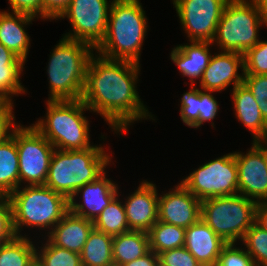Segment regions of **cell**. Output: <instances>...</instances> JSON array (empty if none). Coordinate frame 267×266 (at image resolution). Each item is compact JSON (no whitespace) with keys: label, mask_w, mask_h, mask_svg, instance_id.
Returning a JSON list of instances; mask_svg holds the SVG:
<instances>
[{"label":"cell","mask_w":267,"mask_h":266,"mask_svg":"<svg viewBox=\"0 0 267 266\" xmlns=\"http://www.w3.org/2000/svg\"><path fill=\"white\" fill-rule=\"evenodd\" d=\"M95 56L90 58L81 96L90 111L101 115L114 132L121 134L135 121L148 116L153 119L136 91L140 64Z\"/></svg>","instance_id":"1"},{"label":"cell","mask_w":267,"mask_h":266,"mask_svg":"<svg viewBox=\"0 0 267 266\" xmlns=\"http://www.w3.org/2000/svg\"><path fill=\"white\" fill-rule=\"evenodd\" d=\"M140 0H113L104 39L95 48L103 57L140 63L147 20Z\"/></svg>","instance_id":"2"},{"label":"cell","mask_w":267,"mask_h":266,"mask_svg":"<svg viewBox=\"0 0 267 266\" xmlns=\"http://www.w3.org/2000/svg\"><path fill=\"white\" fill-rule=\"evenodd\" d=\"M110 162L101 145L84 150L55 149L45 186L70 200L80 187L101 176Z\"/></svg>","instance_id":"3"},{"label":"cell","mask_w":267,"mask_h":266,"mask_svg":"<svg viewBox=\"0 0 267 266\" xmlns=\"http://www.w3.org/2000/svg\"><path fill=\"white\" fill-rule=\"evenodd\" d=\"M93 49L88 43L61 38L49 57L48 100L81 99Z\"/></svg>","instance_id":"4"},{"label":"cell","mask_w":267,"mask_h":266,"mask_svg":"<svg viewBox=\"0 0 267 266\" xmlns=\"http://www.w3.org/2000/svg\"><path fill=\"white\" fill-rule=\"evenodd\" d=\"M46 118L32 124L59 150H84L90 144L89 120L83 116L90 110L79 100H47Z\"/></svg>","instance_id":"5"},{"label":"cell","mask_w":267,"mask_h":266,"mask_svg":"<svg viewBox=\"0 0 267 266\" xmlns=\"http://www.w3.org/2000/svg\"><path fill=\"white\" fill-rule=\"evenodd\" d=\"M22 188L19 187L9 196L16 236H22L23 226L48 228L51 232L69 211V200L45 185H26Z\"/></svg>","instance_id":"6"},{"label":"cell","mask_w":267,"mask_h":266,"mask_svg":"<svg viewBox=\"0 0 267 266\" xmlns=\"http://www.w3.org/2000/svg\"><path fill=\"white\" fill-rule=\"evenodd\" d=\"M257 202L241 194L201 201V220L226 243L242 241L255 223Z\"/></svg>","instance_id":"7"},{"label":"cell","mask_w":267,"mask_h":266,"mask_svg":"<svg viewBox=\"0 0 267 266\" xmlns=\"http://www.w3.org/2000/svg\"><path fill=\"white\" fill-rule=\"evenodd\" d=\"M260 12L254 0H228L216 28L214 42L219 50L244 54L260 40Z\"/></svg>","instance_id":"8"},{"label":"cell","mask_w":267,"mask_h":266,"mask_svg":"<svg viewBox=\"0 0 267 266\" xmlns=\"http://www.w3.org/2000/svg\"><path fill=\"white\" fill-rule=\"evenodd\" d=\"M181 183L200 201L238 194V167L234 152L199 166Z\"/></svg>","instance_id":"9"},{"label":"cell","mask_w":267,"mask_h":266,"mask_svg":"<svg viewBox=\"0 0 267 266\" xmlns=\"http://www.w3.org/2000/svg\"><path fill=\"white\" fill-rule=\"evenodd\" d=\"M19 157V187L45 185L50 161L55 147L32 125H17L12 128Z\"/></svg>","instance_id":"10"},{"label":"cell","mask_w":267,"mask_h":266,"mask_svg":"<svg viewBox=\"0 0 267 266\" xmlns=\"http://www.w3.org/2000/svg\"><path fill=\"white\" fill-rule=\"evenodd\" d=\"M110 2V3H109ZM108 0H71L56 19L67 17L72 31L65 38L82 41L96 48L104 39L112 2Z\"/></svg>","instance_id":"11"},{"label":"cell","mask_w":267,"mask_h":266,"mask_svg":"<svg viewBox=\"0 0 267 266\" xmlns=\"http://www.w3.org/2000/svg\"><path fill=\"white\" fill-rule=\"evenodd\" d=\"M189 41L211 42L228 0H172Z\"/></svg>","instance_id":"12"},{"label":"cell","mask_w":267,"mask_h":266,"mask_svg":"<svg viewBox=\"0 0 267 266\" xmlns=\"http://www.w3.org/2000/svg\"><path fill=\"white\" fill-rule=\"evenodd\" d=\"M238 167V194L256 202L267 201V160L263 151L253 142L243 155L234 152Z\"/></svg>","instance_id":"13"},{"label":"cell","mask_w":267,"mask_h":266,"mask_svg":"<svg viewBox=\"0 0 267 266\" xmlns=\"http://www.w3.org/2000/svg\"><path fill=\"white\" fill-rule=\"evenodd\" d=\"M174 188L159 196L158 220L186 229L201 219V201L181 182Z\"/></svg>","instance_id":"14"},{"label":"cell","mask_w":267,"mask_h":266,"mask_svg":"<svg viewBox=\"0 0 267 266\" xmlns=\"http://www.w3.org/2000/svg\"><path fill=\"white\" fill-rule=\"evenodd\" d=\"M239 67L242 75L238 73ZM244 55L238 52L221 51L212 55L208 66L199 80L202 90L220 92L233 84V88L243 83Z\"/></svg>","instance_id":"15"},{"label":"cell","mask_w":267,"mask_h":266,"mask_svg":"<svg viewBox=\"0 0 267 266\" xmlns=\"http://www.w3.org/2000/svg\"><path fill=\"white\" fill-rule=\"evenodd\" d=\"M126 200L123 205L129 230L148 232L158 221L159 195L156 185L143 180Z\"/></svg>","instance_id":"16"},{"label":"cell","mask_w":267,"mask_h":266,"mask_svg":"<svg viewBox=\"0 0 267 266\" xmlns=\"http://www.w3.org/2000/svg\"><path fill=\"white\" fill-rule=\"evenodd\" d=\"M118 186L106 178V171L95 181L80 187L69 200V210L75 215L94 221L111 201L118 195ZM82 195L83 203H76L75 198Z\"/></svg>","instance_id":"17"},{"label":"cell","mask_w":267,"mask_h":266,"mask_svg":"<svg viewBox=\"0 0 267 266\" xmlns=\"http://www.w3.org/2000/svg\"><path fill=\"white\" fill-rule=\"evenodd\" d=\"M227 243L201 219L185 230L184 247L201 266H215Z\"/></svg>","instance_id":"18"},{"label":"cell","mask_w":267,"mask_h":266,"mask_svg":"<svg viewBox=\"0 0 267 266\" xmlns=\"http://www.w3.org/2000/svg\"><path fill=\"white\" fill-rule=\"evenodd\" d=\"M93 228V221L69 210L47 236L54 245L81 254Z\"/></svg>","instance_id":"19"},{"label":"cell","mask_w":267,"mask_h":266,"mask_svg":"<svg viewBox=\"0 0 267 266\" xmlns=\"http://www.w3.org/2000/svg\"><path fill=\"white\" fill-rule=\"evenodd\" d=\"M34 18L24 13L0 11V43L24 62L30 45V37L25 28Z\"/></svg>","instance_id":"20"},{"label":"cell","mask_w":267,"mask_h":266,"mask_svg":"<svg viewBox=\"0 0 267 266\" xmlns=\"http://www.w3.org/2000/svg\"><path fill=\"white\" fill-rule=\"evenodd\" d=\"M189 45H177L171 51V60L175 63L183 76L189 77L192 84L202 77L208 66L212 54L209 52L211 42L191 41Z\"/></svg>","instance_id":"21"},{"label":"cell","mask_w":267,"mask_h":266,"mask_svg":"<svg viewBox=\"0 0 267 266\" xmlns=\"http://www.w3.org/2000/svg\"><path fill=\"white\" fill-rule=\"evenodd\" d=\"M232 100L236 118L253 134V142L267 135V122L252 92L242 83L232 88Z\"/></svg>","instance_id":"22"},{"label":"cell","mask_w":267,"mask_h":266,"mask_svg":"<svg viewBox=\"0 0 267 266\" xmlns=\"http://www.w3.org/2000/svg\"><path fill=\"white\" fill-rule=\"evenodd\" d=\"M113 263L124 265L144 256L150 251L148 232L134 231L113 237Z\"/></svg>","instance_id":"23"},{"label":"cell","mask_w":267,"mask_h":266,"mask_svg":"<svg viewBox=\"0 0 267 266\" xmlns=\"http://www.w3.org/2000/svg\"><path fill=\"white\" fill-rule=\"evenodd\" d=\"M19 188V157L15 138L0 144V196H10Z\"/></svg>","instance_id":"24"},{"label":"cell","mask_w":267,"mask_h":266,"mask_svg":"<svg viewBox=\"0 0 267 266\" xmlns=\"http://www.w3.org/2000/svg\"><path fill=\"white\" fill-rule=\"evenodd\" d=\"M113 237L92 229L81 252L82 266H110L113 263Z\"/></svg>","instance_id":"25"},{"label":"cell","mask_w":267,"mask_h":266,"mask_svg":"<svg viewBox=\"0 0 267 266\" xmlns=\"http://www.w3.org/2000/svg\"><path fill=\"white\" fill-rule=\"evenodd\" d=\"M35 247L26 235L15 236L0 244V266H33L36 263Z\"/></svg>","instance_id":"26"},{"label":"cell","mask_w":267,"mask_h":266,"mask_svg":"<svg viewBox=\"0 0 267 266\" xmlns=\"http://www.w3.org/2000/svg\"><path fill=\"white\" fill-rule=\"evenodd\" d=\"M185 228L157 221L148 231L150 250L157 255L183 247L185 244Z\"/></svg>","instance_id":"27"},{"label":"cell","mask_w":267,"mask_h":266,"mask_svg":"<svg viewBox=\"0 0 267 266\" xmlns=\"http://www.w3.org/2000/svg\"><path fill=\"white\" fill-rule=\"evenodd\" d=\"M117 197L93 221L94 229L112 237L130 231L124 205Z\"/></svg>","instance_id":"28"},{"label":"cell","mask_w":267,"mask_h":266,"mask_svg":"<svg viewBox=\"0 0 267 266\" xmlns=\"http://www.w3.org/2000/svg\"><path fill=\"white\" fill-rule=\"evenodd\" d=\"M45 246L36 250V262L39 266H82L81 255L54 245L49 239ZM39 251V252H38Z\"/></svg>","instance_id":"29"},{"label":"cell","mask_w":267,"mask_h":266,"mask_svg":"<svg viewBox=\"0 0 267 266\" xmlns=\"http://www.w3.org/2000/svg\"><path fill=\"white\" fill-rule=\"evenodd\" d=\"M242 242L256 266H267V230L255 222L246 231Z\"/></svg>","instance_id":"30"},{"label":"cell","mask_w":267,"mask_h":266,"mask_svg":"<svg viewBox=\"0 0 267 266\" xmlns=\"http://www.w3.org/2000/svg\"><path fill=\"white\" fill-rule=\"evenodd\" d=\"M25 64H10L7 67H0V98L8 105H13L12 97L24 94L26 89L20 83Z\"/></svg>","instance_id":"31"},{"label":"cell","mask_w":267,"mask_h":266,"mask_svg":"<svg viewBox=\"0 0 267 266\" xmlns=\"http://www.w3.org/2000/svg\"><path fill=\"white\" fill-rule=\"evenodd\" d=\"M244 74H267V41L260 40L244 54Z\"/></svg>","instance_id":"32"},{"label":"cell","mask_w":267,"mask_h":266,"mask_svg":"<svg viewBox=\"0 0 267 266\" xmlns=\"http://www.w3.org/2000/svg\"><path fill=\"white\" fill-rule=\"evenodd\" d=\"M236 243H227L221 250L215 266H256L246 248L235 246Z\"/></svg>","instance_id":"33"},{"label":"cell","mask_w":267,"mask_h":266,"mask_svg":"<svg viewBox=\"0 0 267 266\" xmlns=\"http://www.w3.org/2000/svg\"><path fill=\"white\" fill-rule=\"evenodd\" d=\"M243 83L252 92L260 109L261 115L267 122V74H244Z\"/></svg>","instance_id":"34"},{"label":"cell","mask_w":267,"mask_h":266,"mask_svg":"<svg viewBox=\"0 0 267 266\" xmlns=\"http://www.w3.org/2000/svg\"><path fill=\"white\" fill-rule=\"evenodd\" d=\"M191 90L184 93L181 98L180 116L185 125L192 127L199 119L198 102L199 89L191 84Z\"/></svg>","instance_id":"35"},{"label":"cell","mask_w":267,"mask_h":266,"mask_svg":"<svg viewBox=\"0 0 267 266\" xmlns=\"http://www.w3.org/2000/svg\"><path fill=\"white\" fill-rule=\"evenodd\" d=\"M158 256L159 262L164 266H201L184 246L164 251Z\"/></svg>","instance_id":"36"},{"label":"cell","mask_w":267,"mask_h":266,"mask_svg":"<svg viewBox=\"0 0 267 266\" xmlns=\"http://www.w3.org/2000/svg\"><path fill=\"white\" fill-rule=\"evenodd\" d=\"M211 93L212 91L199 90V119L191 128H199L204 122L215 119L219 106Z\"/></svg>","instance_id":"37"},{"label":"cell","mask_w":267,"mask_h":266,"mask_svg":"<svg viewBox=\"0 0 267 266\" xmlns=\"http://www.w3.org/2000/svg\"><path fill=\"white\" fill-rule=\"evenodd\" d=\"M15 236L9 196H0V244L12 240Z\"/></svg>","instance_id":"38"},{"label":"cell","mask_w":267,"mask_h":266,"mask_svg":"<svg viewBox=\"0 0 267 266\" xmlns=\"http://www.w3.org/2000/svg\"><path fill=\"white\" fill-rule=\"evenodd\" d=\"M12 12L42 18V0H8Z\"/></svg>","instance_id":"39"},{"label":"cell","mask_w":267,"mask_h":266,"mask_svg":"<svg viewBox=\"0 0 267 266\" xmlns=\"http://www.w3.org/2000/svg\"><path fill=\"white\" fill-rule=\"evenodd\" d=\"M71 0H42V19H57Z\"/></svg>","instance_id":"40"},{"label":"cell","mask_w":267,"mask_h":266,"mask_svg":"<svg viewBox=\"0 0 267 266\" xmlns=\"http://www.w3.org/2000/svg\"><path fill=\"white\" fill-rule=\"evenodd\" d=\"M13 106L14 105H7L0 112V144L11 135V127L14 128L18 125L15 124L17 122H14Z\"/></svg>","instance_id":"41"},{"label":"cell","mask_w":267,"mask_h":266,"mask_svg":"<svg viewBox=\"0 0 267 266\" xmlns=\"http://www.w3.org/2000/svg\"><path fill=\"white\" fill-rule=\"evenodd\" d=\"M159 256L152 250L142 257L135 259L134 261L128 262L122 266H158Z\"/></svg>","instance_id":"42"},{"label":"cell","mask_w":267,"mask_h":266,"mask_svg":"<svg viewBox=\"0 0 267 266\" xmlns=\"http://www.w3.org/2000/svg\"><path fill=\"white\" fill-rule=\"evenodd\" d=\"M22 59L15 55L8 48L0 43V67H7L10 64H25Z\"/></svg>","instance_id":"43"},{"label":"cell","mask_w":267,"mask_h":266,"mask_svg":"<svg viewBox=\"0 0 267 266\" xmlns=\"http://www.w3.org/2000/svg\"><path fill=\"white\" fill-rule=\"evenodd\" d=\"M255 222L267 230V201L257 202Z\"/></svg>","instance_id":"44"},{"label":"cell","mask_w":267,"mask_h":266,"mask_svg":"<svg viewBox=\"0 0 267 266\" xmlns=\"http://www.w3.org/2000/svg\"><path fill=\"white\" fill-rule=\"evenodd\" d=\"M260 12V20L267 26V0H254Z\"/></svg>","instance_id":"45"},{"label":"cell","mask_w":267,"mask_h":266,"mask_svg":"<svg viewBox=\"0 0 267 266\" xmlns=\"http://www.w3.org/2000/svg\"><path fill=\"white\" fill-rule=\"evenodd\" d=\"M254 143L263 151L267 160V135L263 138H259ZM265 143V144H263ZM263 144V145H262Z\"/></svg>","instance_id":"46"},{"label":"cell","mask_w":267,"mask_h":266,"mask_svg":"<svg viewBox=\"0 0 267 266\" xmlns=\"http://www.w3.org/2000/svg\"><path fill=\"white\" fill-rule=\"evenodd\" d=\"M8 104L0 98V112L7 106Z\"/></svg>","instance_id":"47"}]
</instances>
